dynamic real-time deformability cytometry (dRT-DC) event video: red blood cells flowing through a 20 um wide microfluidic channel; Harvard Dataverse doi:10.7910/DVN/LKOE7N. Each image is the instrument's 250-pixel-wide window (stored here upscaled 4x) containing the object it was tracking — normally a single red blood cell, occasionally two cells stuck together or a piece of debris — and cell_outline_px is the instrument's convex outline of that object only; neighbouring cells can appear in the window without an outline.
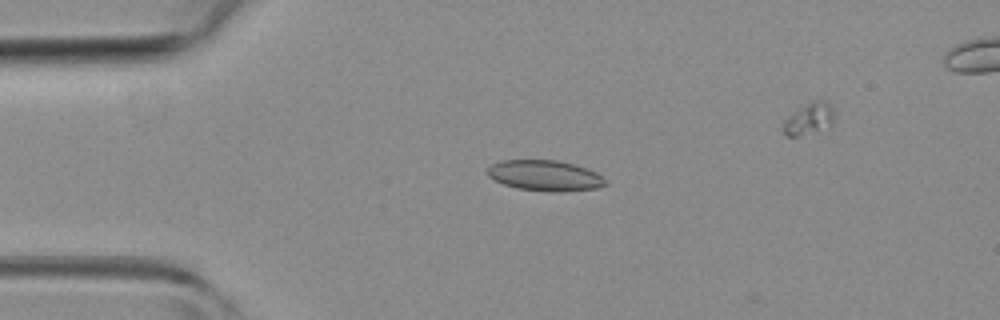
{"species": "common noctule bat (a hibernating species)", "species_latin": "Nyctalus noctula", "temperature_condition": "room temperature", "stored_images_in_passage": 4, "camera_frame_rate_fps": 3000, "um_per_image_px": 0.085, "animal": {"sex": "female", "body_mass_g": 19.3, "forearm_length_mm": 54.1}, "frame": {"image": 1, "passage_image": 1, "time_ms": 0.0, "image_size_px": [1000, 320], "cell_outline_px": [[608, 184], [600, 188], [560, 192], [548, 192], [516, 188], [504, 184], [488, 176], [488, 168], [492, 164], [500, 160], [556, 160], [588, 168], [596, 172]], "centroid_in_image_um": [46.34, 14.93], "position_along_channel_um": 38.7, "area_um2": 21.1}}